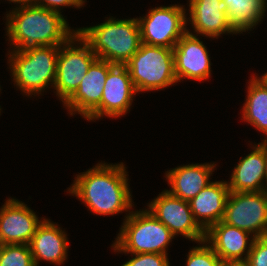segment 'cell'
Masks as SVG:
<instances>
[{"label": "cell", "instance_id": "cell-20", "mask_svg": "<svg viewBox=\"0 0 267 266\" xmlns=\"http://www.w3.org/2000/svg\"><path fill=\"white\" fill-rule=\"evenodd\" d=\"M215 166L214 163H196L178 166L167 171L165 176L171 186V189L167 191L189 202L210 183L209 179Z\"/></svg>", "mask_w": 267, "mask_h": 266}, {"label": "cell", "instance_id": "cell-12", "mask_svg": "<svg viewBox=\"0 0 267 266\" xmlns=\"http://www.w3.org/2000/svg\"><path fill=\"white\" fill-rule=\"evenodd\" d=\"M175 75L182 79L207 80L211 73V62L203 41L193 33L187 32L173 47Z\"/></svg>", "mask_w": 267, "mask_h": 266}, {"label": "cell", "instance_id": "cell-30", "mask_svg": "<svg viewBox=\"0 0 267 266\" xmlns=\"http://www.w3.org/2000/svg\"><path fill=\"white\" fill-rule=\"evenodd\" d=\"M266 140V167H265V191H267V139L265 138L264 141Z\"/></svg>", "mask_w": 267, "mask_h": 266}, {"label": "cell", "instance_id": "cell-22", "mask_svg": "<svg viewBox=\"0 0 267 266\" xmlns=\"http://www.w3.org/2000/svg\"><path fill=\"white\" fill-rule=\"evenodd\" d=\"M267 0H224L229 25L237 33L254 29L265 15Z\"/></svg>", "mask_w": 267, "mask_h": 266}, {"label": "cell", "instance_id": "cell-4", "mask_svg": "<svg viewBox=\"0 0 267 266\" xmlns=\"http://www.w3.org/2000/svg\"><path fill=\"white\" fill-rule=\"evenodd\" d=\"M10 52L9 64L15 85L27 96L54 86L60 45L40 46Z\"/></svg>", "mask_w": 267, "mask_h": 266}, {"label": "cell", "instance_id": "cell-24", "mask_svg": "<svg viewBox=\"0 0 267 266\" xmlns=\"http://www.w3.org/2000/svg\"><path fill=\"white\" fill-rule=\"evenodd\" d=\"M190 249L187 255L186 266H221L222 261L215 251L206 244Z\"/></svg>", "mask_w": 267, "mask_h": 266}, {"label": "cell", "instance_id": "cell-23", "mask_svg": "<svg viewBox=\"0 0 267 266\" xmlns=\"http://www.w3.org/2000/svg\"><path fill=\"white\" fill-rule=\"evenodd\" d=\"M0 266H35L29 245H0Z\"/></svg>", "mask_w": 267, "mask_h": 266}, {"label": "cell", "instance_id": "cell-2", "mask_svg": "<svg viewBox=\"0 0 267 266\" xmlns=\"http://www.w3.org/2000/svg\"><path fill=\"white\" fill-rule=\"evenodd\" d=\"M6 18V35L14 50L62 45L77 32L61 13L32 4L14 8Z\"/></svg>", "mask_w": 267, "mask_h": 266}, {"label": "cell", "instance_id": "cell-6", "mask_svg": "<svg viewBox=\"0 0 267 266\" xmlns=\"http://www.w3.org/2000/svg\"><path fill=\"white\" fill-rule=\"evenodd\" d=\"M125 65L137 93L161 90L178 82L172 48L141 43Z\"/></svg>", "mask_w": 267, "mask_h": 266}, {"label": "cell", "instance_id": "cell-14", "mask_svg": "<svg viewBox=\"0 0 267 266\" xmlns=\"http://www.w3.org/2000/svg\"><path fill=\"white\" fill-rule=\"evenodd\" d=\"M114 64L97 58L84 75L78 89L63 104L69 114H81L87 118L101 103L103 89L109 69Z\"/></svg>", "mask_w": 267, "mask_h": 266}, {"label": "cell", "instance_id": "cell-9", "mask_svg": "<svg viewBox=\"0 0 267 266\" xmlns=\"http://www.w3.org/2000/svg\"><path fill=\"white\" fill-rule=\"evenodd\" d=\"M222 221L251 238L267 236V191L229 192Z\"/></svg>", "mask_w": 267, "mask_h": 266}, {"label": "cell", "instance_id": "cell-11", "mask_svg": "<svg viewBox=\"0 0 267 266\" xmlns=\"http://www.w3.org/2000/svg\"><path fill=\"white\" fill-rule=\"evenodd\" d=\"M136 93L127 66L114 64L106 77L100 105L86 119L93 121L104 115L114 118L125 115Z\"/></svg>", "mask_w": 267, "mask_h": 266}, {"label": "cell", "instance_id": "cell-8", "mask_svg": "<svg viewBox=\"0 0 267 266\" xmlns=\"http://www.w3.org/2000/svg\"><path fill=\"white\" fill-rule=\"evenodd\" d=\"M186 16L184 6L176 4L151 9L145 17L137 18L141 43L173 49L187 32Z\"/></svg>", "mask_w": 267, "mask_h": 266}, {"label": "cell", "instance_id": "cell-5", "mask_svg": "<svg viewBox=\"0 0 267 266\" xmlns=\"http://www.w3.org/2000/svg\"><path fill=\"white\" fill-rule=\"evenodd\" d=\"M124 220L112 245L114 251L127 254H168L166 248L175 235L149 210H129Z\"/></svg>", "mask_w": 267, "mask_h": 266}, {"label": "cell", "instance_id": "cell-3", "mask_svg": "<svg viewBox=\"0 0 267 266\" xmlns=\"http://www.w3.org/2000/svg\"><path fill=\"white\" fill-rule=\"evenodd\" d=\"M76 31L97 58L112 64L125 65L141 44L137 18L118 20L110 17L104 23Z\"/></svg>", "mask_w": 267, "mask_h": 266}, {"label": "cell", "instance_id": "cell-25", "mask_svg": "<svg viewBox=\"0 0 267 266\" xmlns=\"http://www.w3.org/2000/svg\"><path fill=\"white\" fill-rule=\"evenodd\" d=\"M245 263L247 266H267V236L254 238Z\"/></svg>", "mask_w": 267, "mask_h": 266}, {"label": "cell", "instance_id": "cell-31", "mask_svg": "<svg viewBox=\"0 0 267 266\" xmlns=\"http://www.w3.org/2000/svg\"><path fill=\"white\" fill-rule=\"evenodd\" d=\"M262 78L267 82V73L263 74Z\"/></svg>", "mask_w": 267, "mask_h": 266}, {"label": "cell", "instance_id": "cell-26", "mask_svg": "<svg viewBox=\"0 0 267 266\" xmlns=\"http://www.w3.org/2000/svg\"><path fill=\"white\" fill-rule=\"evenodd\" d=\"M133 257L121 266H170L166 254L140 253Z\"/></svg>", "mask_w": 267, "mask_h": 266}, {"label": "cell", "instance_id": "cell-16", "mask_svg": "<svg viewBox=\"0 0 267 266\" xmlns=\"http://www.w3.org/2000/svg\"><path fill=\"white\" fill-rule=\"evenodd\" d=\"M190 24L196 34L218 38L221 34L236 32L227 19V5L224 0H189Z\"/></svg>", "mask_w": 267, "mask_h": 266}, {"label": "cell", "instance_id": "cell-1", "mask_svg": "<svg viewBox=\"0 0 267 266\" xmlns=\"http://www.w3.org/2000/svg\"><path fill=\"white\" fill-rule=\"evenodd\" d=\"M124 164L98 163L75 178L70 194L81 199L97 215H114L132 208V196Z\"/></svg>", "mask_w": 267, "mask_h": 266}, {"label": "cell", "instance_id": "cell-29", "mask_svg": "<svg viewBox=\"0 0 267 266\" xmlns=\"http://www.w3.org/2000/svg\"><path fill=\"white\" fill-rule=\"evenodd\" d=\"M221 266H247L245 262L222 263Z\"/></svg>", "mask_w": 267, "mask_h": 266}, {"label": "cell", "instance_id": "cell-18", "mask_svg": "<svg viewBox=\"0 0 267 266\" xmlns=\"http://www.w3.org/2000/svg\"><path fill=\"white\" fill-rule=\"evenodd\" d=\"M229 192L226 181L210 182L189 201L196 222L205 232L223 220Z\"/></svg>", "mask_w": 267, "mask_h": 266}, {"label": "cell", "instance_id": "cell-13", "mask_svg": "<svg viewBox=\"0 0 267 266\" xmlns=\"http://www.w3.org/2000/svg\"><path fill=\"white\" fill-rule=\"evenodd\" d=\"M5 202L0 209V245H29L41 219L19 200L9 198Z\"/></svg>", "mask_w": 267, "mask_h": 266}, {"label": "cell", "instance_id": "cell-21", "mask_svg": "<svg viewBox=\"0 0 267 266\" xmlns=\"http://www.w3.org/2000/svg\"><path fill=\"white\" fill-rule=\"evenodd\" d=\"M247 91L242 118L267 135V82L252 76Z\"/></svg>", "mask_w": 267, "mask_h": 266}, {"label": "cell", "instance_id": "cell-15", "mask_svg": "<svg viewBox=\"0 0 267 266\" xmlns=\"http://www.w3.org/2000/svg\"><path fill=\"white\" fill-rule=\"evenodd\" d=\"M250 235L249 232L221 220L205 232V242H208L222 263L246 262L254 241V238L249 239ZM243 255L245 256L242 257Z\"/></svg>", "mask_w": 267, "mask_h": 266}, {"label": "cell", "instance_id": "cell-19", "mask_svg": "<svg viewBox=\"0 0 267 266\" xmlns=\"http://www.w3.org/2000/svg\"><path fill=\"white\" fill-rule=\"evenodd\" d=\"M266 140L253 147V151L240 159L234 167L228 184L230 192L265 191Z\"/></svg>", "mask_w": 267, "mask_h": 266}, {"label": "cell", "instance_id": "cell-10", "mask_svg": "<svg viewBox=\"0 0 267 266\" xmlns=\"http://www.w3.org/2000/svg\"><path fill=\"white\" fill-rule=\"evenodd\" d=\"M148 210L174 235L180 234L199 244L205 241V231L196 222L188 201L165 190L149 203Z\"/></svg>", "mask_w": 267, "mask_h": 266}, {"label": "cell", "instance_id": "cell-7", "mask_svg": "<svg viewBox=\"0 0 267 266\" xmlns=\"http://www.w3.org/2000/svg\"><path fill=\"white\" fill-rule=\"evenodd\" d=\"M79 42L80 46H74ZM73 44V45H72ZM97 59L89 44L76 32L60 45L54 89L63 104L78 89L90 65Z\"/></svg>", "mask_w": 267, "mask_h": 266}, {"label": "cell", "instance_id": "cell-27", "mask_svg": "<svg viewBox=\"0 0 267 266\" xmlns=\"http://www.w3.org/2000/svg\"><path fill=\"white\" fill-rule=\"evenodd\" d=\"M85 3V0H32V5L37 7L46 8L49 10H53L56 12H60V7L64 6H72L76 8H80Z\"/></svg>", "mask_w": 267, "mask_h": 266}, {"label": "cell", "instance_id": "cell-17", "mask_svg": "<svg viewBox=\"0 0 267 266\" xmlns=\"http://www.w3.org/2000/svg\"><path fill=\"white\" fill-rule=\"evenodd\" d=\"M66 235L57 224L43 219L29 243L35 266H39L41 260L57 265L63 264L68 251Z\"/></svg>", "mask_w": 267, "mask_h": 266}, {"label": "cell", "instance_id": "cell-28", "mask_svg": "<svg viewBox=\"0 0 267 266\" xmlns=\"http://www.w3.org/2000/svg\"><path fill=\"white\" fill-rule=\"evenodd\" d=\"M7 1L14 2L15 4L17 2L18 4H20L19 7L32 4V0H7Z\"/></svg>", "mask_w": 267, "mask_h": 266}]
</instances>
